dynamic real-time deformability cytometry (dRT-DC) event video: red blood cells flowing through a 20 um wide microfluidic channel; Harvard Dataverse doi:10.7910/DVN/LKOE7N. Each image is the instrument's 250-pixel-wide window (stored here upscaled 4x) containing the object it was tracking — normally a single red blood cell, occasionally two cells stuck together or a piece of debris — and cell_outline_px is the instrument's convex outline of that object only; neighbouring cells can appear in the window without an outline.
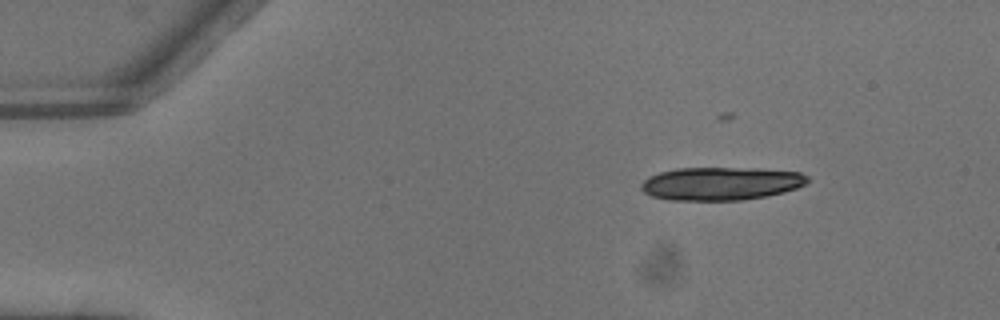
{"species": "common noctule bat (a hibernating species)", "species_latin": "Nyctalus noctula", "temperature_condition": "warm", "stored_images_in_passage": 7, "segment_of_instrument_passage": [2, 2], "camera_frame_rate_fps": 3000, "um_per_image_px": 0.085, "animal": {"sex": "male", "body_mass_g": 13.3}, "frame": {"image": 1, "passage_image": 2, "time_ms": 0.333, "image_size_px": [1000, 320], "cell_outline_px": [[812, 180], [796, 188], [784, 192], [764, 196], [740, 200], [668, 200], [652, 196], [644, 192], [640, 188], [640, 184], [648, 176], [660, 172], [676, 168], [756, 168], [800, 172], [808, 176]], "centroid_in_image_um": [61.27, 15.59], "position_along_channel_um": 23.7, "area_um2": 32.25}}
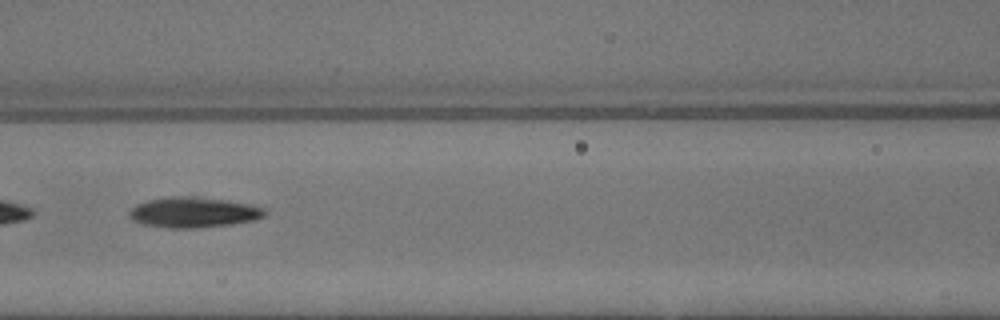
{"frame": {"image": 2, "passage_image": 6, "time_ms": 1.667, "image_size_px": [1000, 320], "cell_outline_px": [[268, 212], [264, 216], [256, 220], [232, 224], [196, 228], [168, 228], [144, 224], [132, 220], [128, 216], [128, 212], [136, 204], [148, 200], [172, 196], [200, 196], [228, 200], [252, 204], [264, 208]], "centroid_in_image_um": [16.48, 18.04], "position_along_channel_um": 150.1, "area_um2": 24.39}}
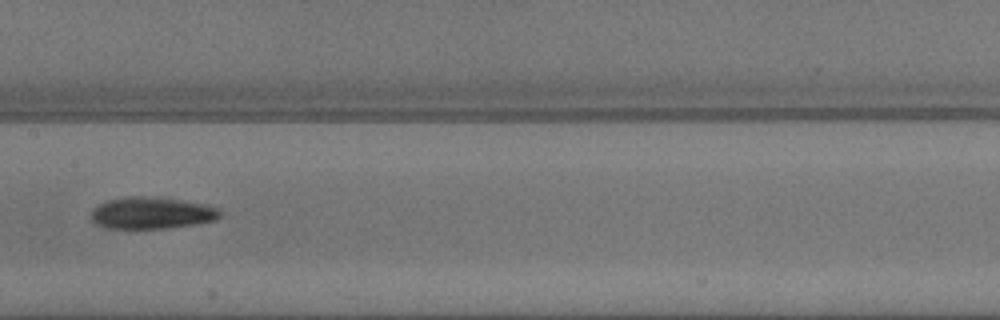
{"frame": {"image": 3, "passage_image": 7, "time_ms": 2.0, "image_size_px": [1000, 320], "cell_outline_px": [[224, 212], [216, 220], [192, 224], [164, 228], [104, 228], [96, 224], [92, 220], [92, 212], [100, 204], [108, 200], [128, 196], [160, 196], [204, 204], [220, 208]], "centroid_in_image_um": [12.94, 18.09], "position_along_channel_um": 194.5, "area_um2": 23.93}}